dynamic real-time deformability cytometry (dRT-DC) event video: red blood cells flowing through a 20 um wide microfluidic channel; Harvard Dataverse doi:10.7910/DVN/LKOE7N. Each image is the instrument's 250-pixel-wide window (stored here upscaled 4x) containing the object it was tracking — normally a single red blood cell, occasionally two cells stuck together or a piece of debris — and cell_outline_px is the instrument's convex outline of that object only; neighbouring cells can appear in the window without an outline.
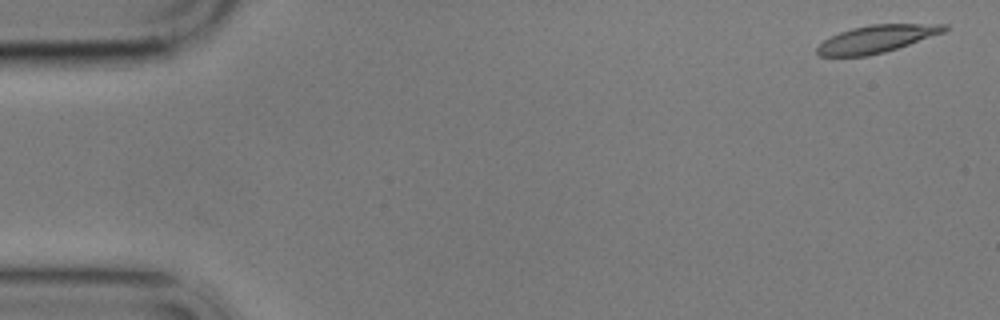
{"species": "common noctule bat (a hibernating species)", "species_latin": "Nyctalus noctula", "temperature_condition": "cold", "stored_images_in_passage": 3, "camera_frame_rate_fps": 3000, "um_per_image_px": 0.085, "animal": {"sex": "male", "body_mass_g": 17.9}, "frame": {"image": 1, "passage_image": 1, "time_ms": 0.0, "image_size_px": [1000, 320], "cell_outline_px": [[948, 28], [944, 32], [884, 52], [868, 56], [820, 56], [816, 52], [816, 48], [824, 40], [840, 32], [852, 28], [872, 24], [948, 24]], "centroid_in_image_um": [74.49, 3.3], "position_along_channel_um": 10.5, "area_um2": 20.06}}